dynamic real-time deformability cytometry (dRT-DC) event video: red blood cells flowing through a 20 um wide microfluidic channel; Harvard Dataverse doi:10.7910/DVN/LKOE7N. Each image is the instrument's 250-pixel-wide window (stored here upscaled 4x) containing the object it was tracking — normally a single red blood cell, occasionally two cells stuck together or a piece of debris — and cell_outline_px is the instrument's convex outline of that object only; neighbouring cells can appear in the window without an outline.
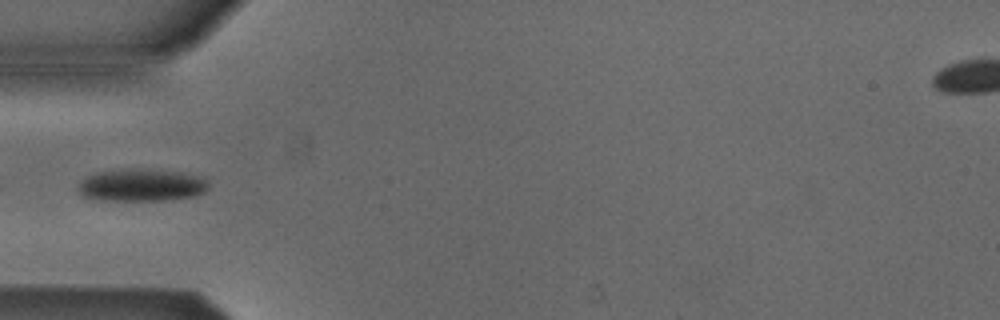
{"species": "Egyptian fruit bat (a non-hibernating species)", "species_latin": "Rousettus aegyptiacus", "temperature_condition": "cold", "stored_images_in_passage": 4, "camera_frame_rate_fps": 3000, "um_per_image_px": 0.085, "animal": {"sex": "male"}, "frame": {"image": 1, "passage_image": 4, "time_ms": 1.0, "image_size_px": [1000, 320], "cell_outline_px": [[208, 188], [204, 192], [196, 196], [168, 200], [96, 200], [84, 196], [76, 188], [80, 180], [96, 172], [132, 168], [180, 172], [204, 176], [208, 180]], "centroid_in_image_um": [12.05, 15.73], "position_along_channel_um": 73.0, "area_um2": 24.91}}